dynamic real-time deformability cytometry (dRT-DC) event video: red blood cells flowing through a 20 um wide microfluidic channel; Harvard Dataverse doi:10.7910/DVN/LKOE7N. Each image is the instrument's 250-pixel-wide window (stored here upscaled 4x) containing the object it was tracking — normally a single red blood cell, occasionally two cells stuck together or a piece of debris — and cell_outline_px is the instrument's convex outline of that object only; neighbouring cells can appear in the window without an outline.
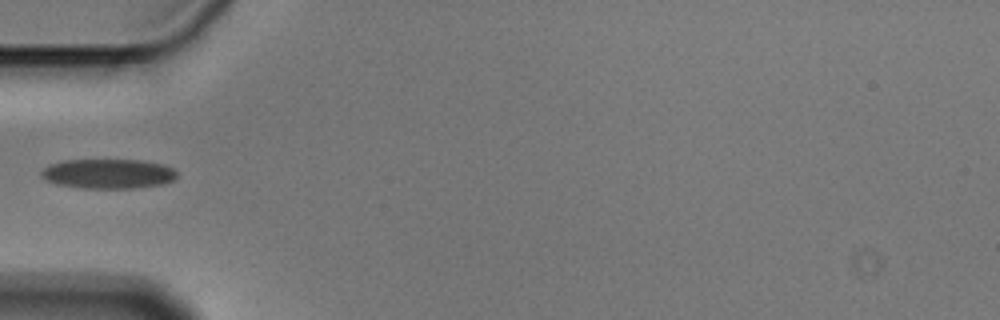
{"species": "Egyptian fruit bat (a non-hibernating species)", "species_latin": "Rousettus aegyptiacus", "temperature_condition": "cold", "stored_images_in_passage": 6, "camera_frame_rate_fps": 3000, "um_per_image_px": 0.085, "animal": {"sex": "male"}, "frame": {"image": 1, "passage_image": 5, "time_ms": 1.333, "image_size_px": [1000, 320], "cell_outline_px": [[176, 180], [164, 184], [136, 188], [80, 188], [56, 184], [40, 176], [40, 172], [48, 164], [64, 160], [140, 160], [164, 164], [172, 168], [176, 172]], "centroid_in_image_um": [9.2, 14.77], "position_along_channel_um": 75.8, "area_um2": 23.64}}
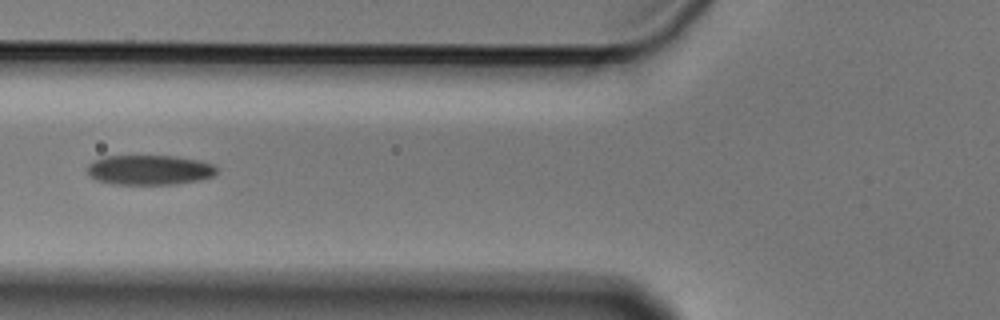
{"frame": {"image": 2, "passage_image": 6, "time_ms": 1.667, "image_size_px": [1000, 320], "cell_outline_px": [[220, 168], [212, 176], [200, 180], [176, 184], [112, 184], [96, 180], [88, 176], [88, 164], [92, 160], [104, 156], [176, 156], [200, 160], [212, 164]], "centroid_in_image_um": [12.7, 14.44], "position_along_channel_um": 113.1, "area_um2": 22.77}}